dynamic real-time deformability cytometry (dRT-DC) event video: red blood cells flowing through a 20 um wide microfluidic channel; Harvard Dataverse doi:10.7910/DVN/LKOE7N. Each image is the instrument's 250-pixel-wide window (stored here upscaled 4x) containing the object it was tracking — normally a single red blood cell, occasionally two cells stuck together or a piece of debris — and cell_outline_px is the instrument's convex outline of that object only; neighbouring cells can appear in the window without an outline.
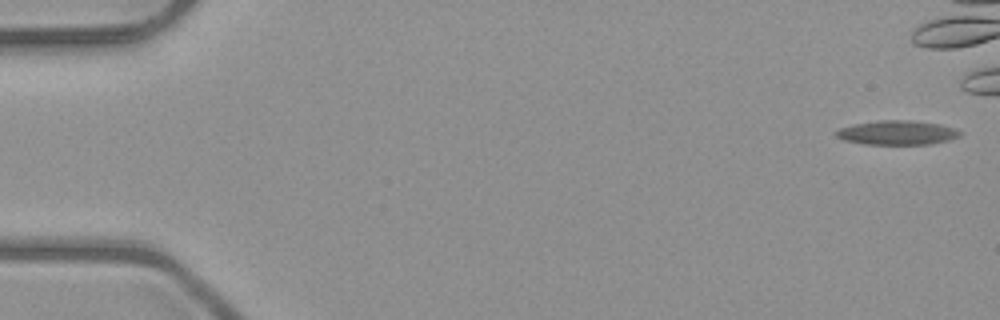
{"species": "common noctule bat (a hibernating species)", "species_latin": "Nyctalus noctula", "temperature_condition": "room temperature", "stored_images_in_passage": 54, "camera_frame_rate_fps": 3000, "um_per_image_px": 0.085, "animal": {"sex": "male", "body_mass_g": 23.1, "forearm_length_mm": 52.7}, "frame": {"image": 1, "passage_image": 1, "time_ms": 0.0, "image_size_px": [1000, 320], "cell_outline_px": [[960, 136], [948, 140], [928, 144], [864, 144], [844, 140], [836, 136], [836, 132], [840, 128], [852, 124], [880, 120], [904, 120], [940, 124], [956, 128], [960, 132]], "centroid_in_image_um": [76.25, 11.27], "position_along_channel_um": 8.8, "area_um2": 17.34}}
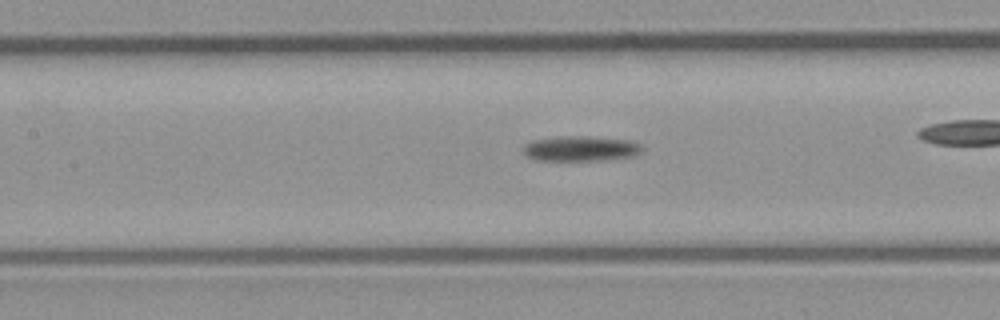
{"frame": {"image": 2, "passage_image": 24, "time_ms": 7.667, "image_size_px": [1000, 320], "cell_outline_px": [[644, 148], [636, 156], [600, 160], [536, 160], [528, 156], [524, 152], [524, 144], [532, 140], [560, 136], [584, 136], [632, 140], [640, 144]], "centroid_in_image_um": [49.39, 12.62], "position_along_channel_um": 158.0, "area_um2": 17.46}, "authors_computed_cell_mechanics": {"area_um2": 17.5134, "velocity_mm_per_s": 3.9202, "shape_relaxation_time_tau1_ms": 4.9388, "shape_relaxation_time_tau2_ms": 2.3188, "deformation_change_tau1": 0.1403, "deformation_change_tau2": 0.0266}}